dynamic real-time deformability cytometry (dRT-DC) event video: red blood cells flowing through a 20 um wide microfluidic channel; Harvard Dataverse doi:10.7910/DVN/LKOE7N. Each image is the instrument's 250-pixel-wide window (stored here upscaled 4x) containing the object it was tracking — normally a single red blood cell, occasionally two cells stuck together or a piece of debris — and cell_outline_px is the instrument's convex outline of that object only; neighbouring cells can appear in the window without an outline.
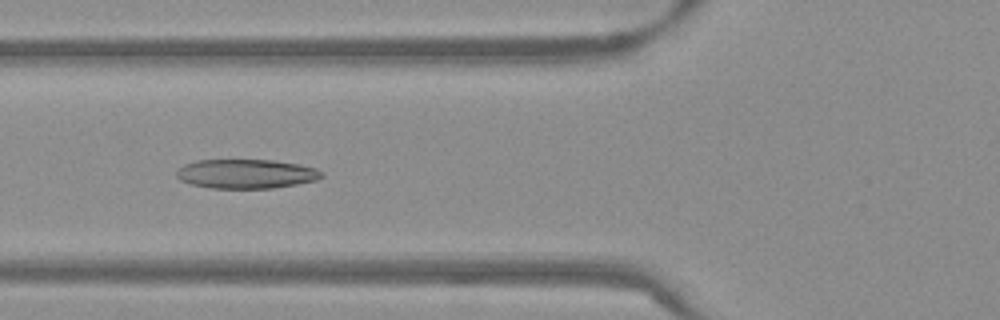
{"species": "Egyptian fruit bat (a non-hibernating species)", "species_latin": "Rousettus aegyptiacus", "temperature_condition": "warm", "stored_images_in_passage": 51, "camera_frame_rate_fps": 3000, "um_per_image_px": 0.085, "frame": {"image": 1, "passage_image": 18, "time_ms": 5.667, "image_size_px": [1000, 320], "cell_outline_px": [[324, 176], [316, 180], [296, 184], [272, 188], [212, 188], [192, 184], [180, 180], [176, 176], [176, 172], [184, 164], [196, 160], [272, 160], [296, 164], [316, 168], [324, 172]], "centroid_in_image_um": [20.93, 14.77], "position_along_channel_um": 104.9, "area_um2": 24.62}}
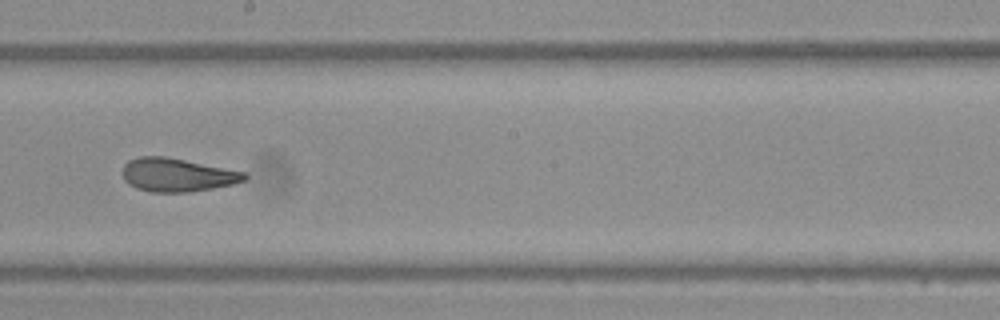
{"frame": {"image": 2, "passage_image": 28, "time_ms": 9.0, "image_size_px": [1000, 320], "cell_outline_px": [[248, 176], [244, 180], [232, 184], [212, 188], [188, 192], [152, 192], [136, 188], [128, 184], [124, 180], [124, 164], [128, 160], [140, 156], [164, 156], [244, 172]], "centroid_in_image_um": [15.02, 14.87], "position_along_channel_um": 233.2, "area_um2": 23.41}}
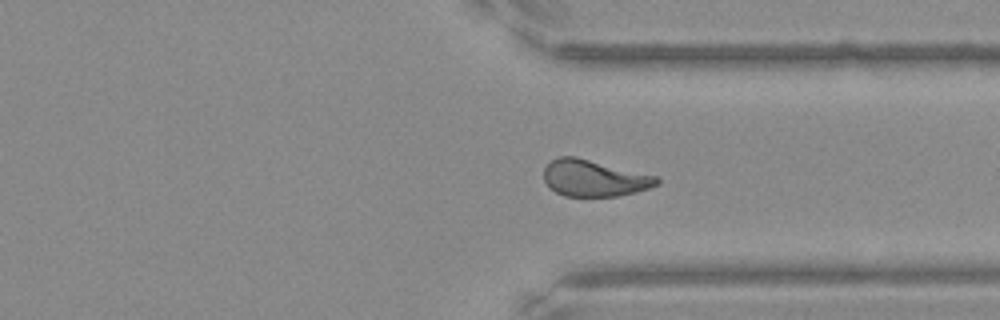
{"frame": {"image": 3, "passage_image": 38, "time_ms": 12.333, "image_size_px": [1000, 320], "cell_outline_px": [[660, 184], [636, 192], [620, 196], [564, 196], [548, 188], [544, 180], [544, 168], [556, 156], [576, 156], [656, 176], [660, 180]], "centroid_in_image_um": [50.48, 15.14], "position_along_channel_um": 360.9, "area_um2": 24.16}, "authors_computed_cell_mechanics": {"area_um2": 24.6228, "velocity_mm_per_s": 3.8342, "shape_relaxation_time_tau1_ms": 8.2218, "shape_relaxation_time_tau2_ms": 1.9203, "deformation_change_tau1": 0.2225, "deformation_change_tau2": 0.1003}}